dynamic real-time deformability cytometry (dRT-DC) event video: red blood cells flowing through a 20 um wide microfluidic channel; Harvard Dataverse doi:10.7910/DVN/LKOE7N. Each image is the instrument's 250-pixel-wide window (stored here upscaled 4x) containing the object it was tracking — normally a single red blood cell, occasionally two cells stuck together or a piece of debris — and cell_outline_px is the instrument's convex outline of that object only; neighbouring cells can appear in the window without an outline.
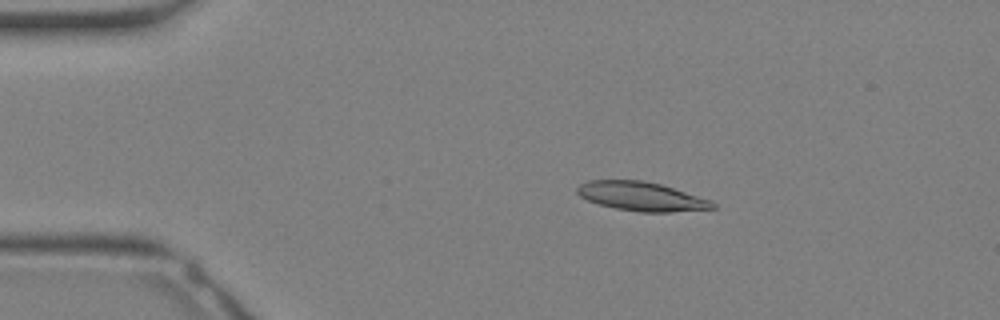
{"species": "Egyptian fruit bat (a non-hibernating species)", "species_latin": "Rousettus aegyptiacus", "temperature_condition": "warm", "stored_images_in_passage": 32, "camera_frame_rate_fps": 3000, "um_per_image_px": 0.085, "animal": {"sex": "female"}, "frame": {"image": 1, "passage_image": 6, "time_ms": 1.667, "image_size_px": [1000, 320], "cell_outline_px": [[716, 208], [668, 212], [640, 212], [616, 208], [600, 204], [588, 200], [580, 196], [576, 192], [576, 188], [580, 184], [588, 180], [644, 180], [660, 184], [712, 200], [716, 204]], "centroid_in_image_um": [54.52, 16.69], "position_along_channel_um": 30.5, "area_um2": 22.77}}
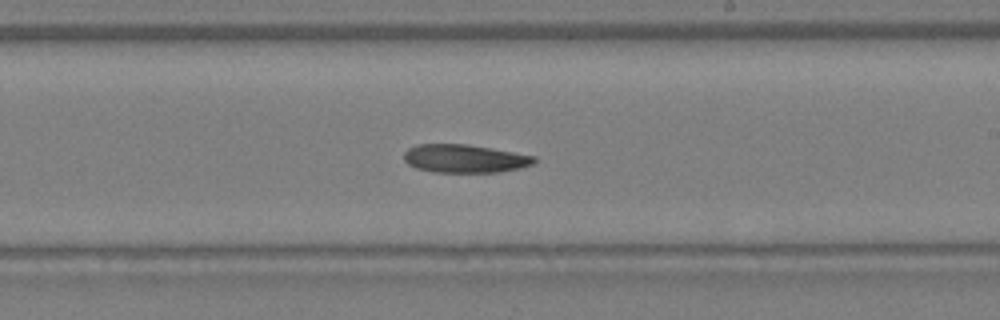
{"frame": {"image": 2, "passage_image": 19, "time_ms": 6.0, "image_size_px": [1000, 320], "cell_outline_px": [[536, 160], [532, 164], [520, 168], [496, 172], [432, 172], [416, 168], [408, 164], [404, 160], [404, 152], [408, 148], [416, 144], [468, 144], [492, 148], [536, 156]], "centroid_in_image_um": [39.47, 13.47], "position_along_channel_um": 249.5, "area_um2": 21.5}}
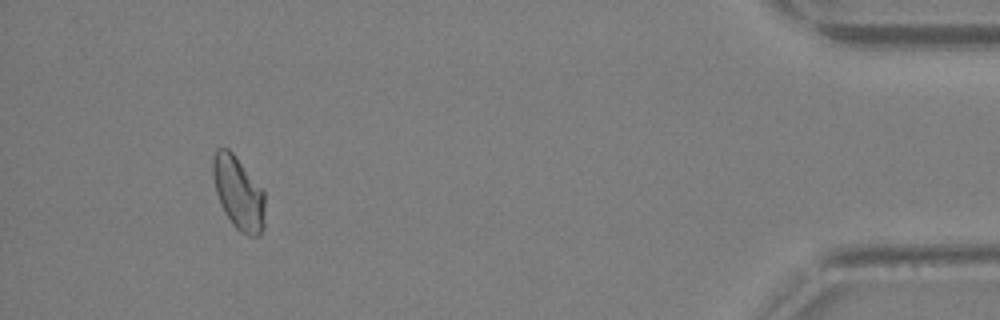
{"frame": {"image": 3, "passage_image": 30, "time_ms": 9.667, "image_size_px": [1000, 320], "cell_outline_px": [[264, 228], [260, 236], [248, 236], [240, 232], [232, 224], [224, 212], [220, 204], [216, 192], [212, 176], [212, 160], [216, 148], [228, 148], [232, 152], [264, 192]], "centroid_in_image_um": [20.25, 16.43], "position_along_channel_um": 415.0, "area_um2": 22.14}}